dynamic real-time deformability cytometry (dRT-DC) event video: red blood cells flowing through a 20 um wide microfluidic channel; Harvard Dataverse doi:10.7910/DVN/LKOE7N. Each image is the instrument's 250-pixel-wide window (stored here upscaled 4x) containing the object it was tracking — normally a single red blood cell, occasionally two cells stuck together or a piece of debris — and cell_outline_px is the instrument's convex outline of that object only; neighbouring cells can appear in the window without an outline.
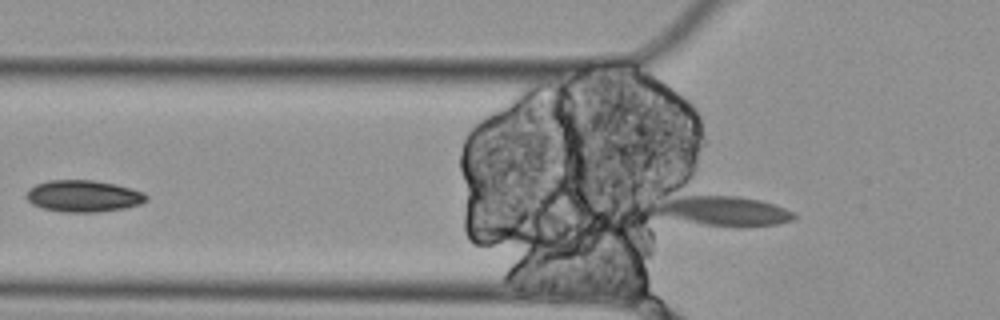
{"species": "Egyptian fruit bat (a non-hibernating species)", "species_latin": "Rousettus aegyptiacus", "temperature_condition": "cold", "stored_images_in_passage": 4, "camera_frame_rate_fps": 3000, "um_per_image_px": 0.085, "animal": {"sex": "female"}, "frame": {"image": 1, "passage_image": 4, "time_ms": 1.0, "image_size_px": [1000, 320], "cell_outline_px": [[796, 216], [792, 220], [776, 224], [740, 228], [736, 228], [704, 224], [656, 212], [656, 208], [676, 184], [740, 196], [760, 200], [784, 208], [792, 212]], "centroid_in_image_um": [61.29, 17.73], "position_along_channel_um": 64.5, "area_um2": 26.7}}